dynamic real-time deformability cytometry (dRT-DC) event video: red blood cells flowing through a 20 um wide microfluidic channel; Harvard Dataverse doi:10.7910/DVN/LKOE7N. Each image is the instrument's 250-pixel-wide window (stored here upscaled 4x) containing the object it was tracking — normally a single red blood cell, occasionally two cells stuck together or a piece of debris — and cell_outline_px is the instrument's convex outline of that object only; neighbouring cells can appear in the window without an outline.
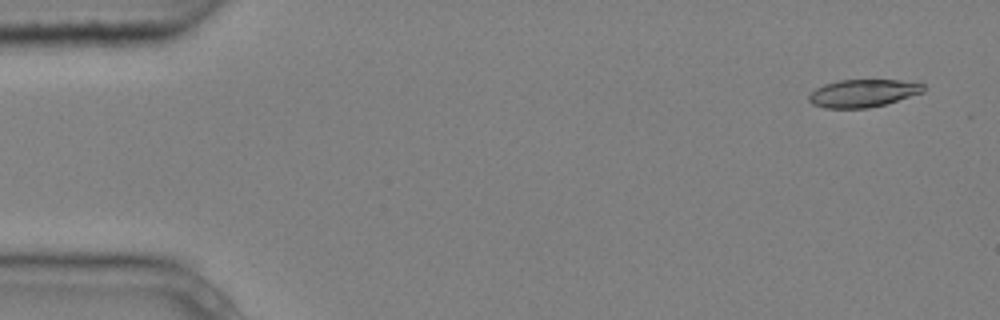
{"species": "common noctule bat (a hibernating species)", "species_latin": "Nyctalus noctula", "temperature_condition": "cold", "stored_images_in_passage": 4, "camera_frame_rate_fps": 3000, "um_per_image_px": 0.085, "animal": {"sex": "male", "body_mass_g": 20.4}, "frame": {"image": 1, "passage_image": 1, "time_ms": 0.0, "image_size_px": [1000, 320], "cell_outline_px": [[924, 92], [884, 104], [868, 108], [824, 108], [812, 104], [808, 100], [808, 96], [816, 88], [824, 84], [840, 80], [900, 80], [924, 84]], "centroid_in_image_um": [73.33, 7.92], "position_along_channel_um": 11.7, "area_um2": 18.38}}